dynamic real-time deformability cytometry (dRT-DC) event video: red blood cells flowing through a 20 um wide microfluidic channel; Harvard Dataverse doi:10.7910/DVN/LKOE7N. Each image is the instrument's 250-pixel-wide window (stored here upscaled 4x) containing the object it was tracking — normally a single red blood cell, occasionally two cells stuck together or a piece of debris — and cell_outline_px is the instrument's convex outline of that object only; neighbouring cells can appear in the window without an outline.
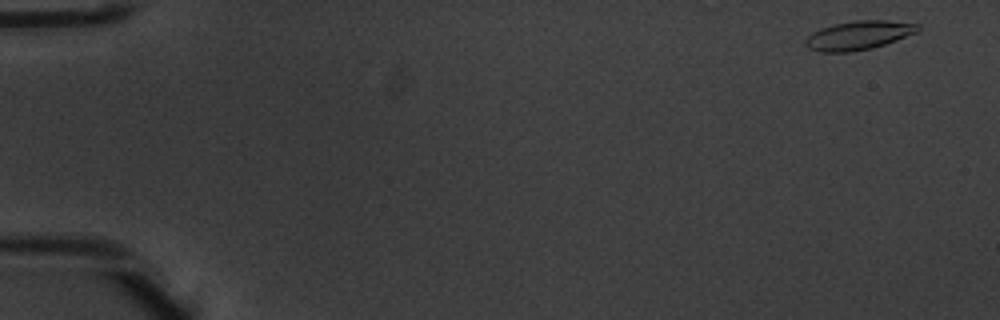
{"species": "common noctule bat (a hibernating species)", "species_latin": "Nyctalus noctula", "temperature_condition": "warm", "stored_images_in_passage": 8, "camera_frame_rate_fps": 3000, "um_per_image_px": 0.085, "animal": {"sex": "male", "body_mass_g": 20.1, "forearm_length_mm": 53.5}, "frame": {"image": 1, "passage_image": 1, "time_ms": 0.0, "image_size_px": [1000, 320], "cell_outline_px": [[920, 28], [916, 32], [896, 40], [872, 48], [852, 52], [820, 52], [808, 48], [804, 44], [804, 40], [812, 32], [820, 28], [836, 24], [856, 20], [884, 20], [920, 24]], "centroid_in_image_um": [72.94, 3.01], "position_along_channel_um": 12.1, "area_um2": 18.84}}